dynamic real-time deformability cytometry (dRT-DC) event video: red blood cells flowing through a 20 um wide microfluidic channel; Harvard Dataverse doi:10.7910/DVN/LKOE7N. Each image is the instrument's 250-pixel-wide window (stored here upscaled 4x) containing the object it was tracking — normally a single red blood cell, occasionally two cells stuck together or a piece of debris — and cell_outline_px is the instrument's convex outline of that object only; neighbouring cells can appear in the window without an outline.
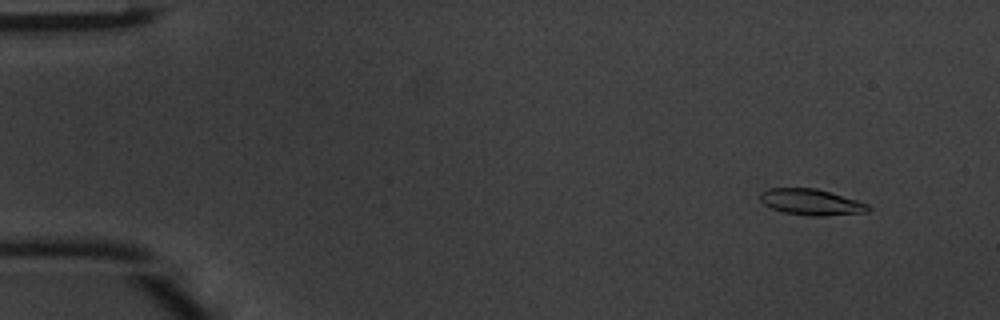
{"species": "common noctule bat (a hibernating species)", "species_latin": "Nyctalus noctula", "temperature_condition": "warm", "stored_images_in_passage": 49, "camera_frame_rate_fps": 3000, "um_per_image_px": 0.085, "animal": {"sex": "male", "body_mass_g": 20.1, "forearm_length_mm": 53.5}, "frame": {"image": 1, "passage_image": 5, "time_ms": 1.333, "image_size_px": [1000, 320], "cell_outline_px": [[872, 208], [868, 212], [824, 216], [808, 216], [784, 212], [772, 208], [764, 204], [760, 200], [760, 192], [768, 188], [816, 188], [856, 200], [868, 204]], "centroid_in_image_um": [68.95, 17.18], "position_along_channel_um": 16.1, "area_um2": 16.42}}
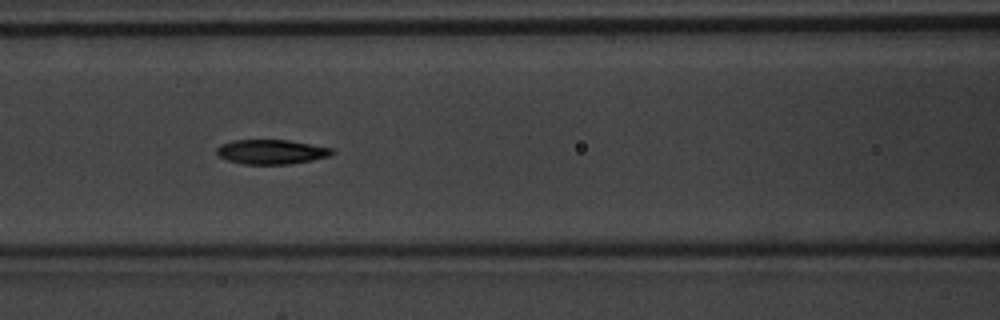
{"frame": {"image": 2, "passage_image": 22, "time_ms": 7.0, "image_size_px": [1000, 320], "cell_outline_px": [[336, 152], [328, 156], [312, 160], [288, 164], [244, 164], [228, 160], [220, 156], [216, 152], [216, 148], [220, 144], [232, 140], [288, 140], [332, 148]], "centroid_in_image_um": [23.05, 12.9], "position_along_channel_um": 143.5, "area_um2": 16.42}}
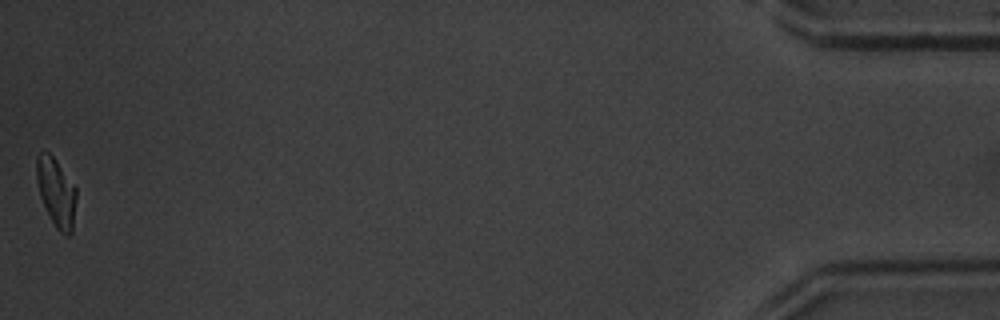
{"frame": {"image": 3, "passage_image": 49, "time_ms": 16.0, "image_size_px": [1000, 320], "cell_outline_px": [[76, 200], [72, 232], [68, 236], [64, 236], [56, 228], [40, 196], [36, 180], [36, 156], [40, 152], [48, 152], [52, 156], [76, 188]], "centroid_in_image_um": [4.77, 16.36], "position_along_channel_um": 430.4, "area_um2": 15.66}, "authors_computed_cell_mechanics": {"area_um2": 16.4152, "velocity_mm_per_s": 4.2102, "shape_relaxation_time_tau1_ms": 2.8147, "shape_relaxation_time_tau2_ms": 3.1351, "deformation_change_tau1": 0.1294, "deformation_change_tau2": 0.0959}}